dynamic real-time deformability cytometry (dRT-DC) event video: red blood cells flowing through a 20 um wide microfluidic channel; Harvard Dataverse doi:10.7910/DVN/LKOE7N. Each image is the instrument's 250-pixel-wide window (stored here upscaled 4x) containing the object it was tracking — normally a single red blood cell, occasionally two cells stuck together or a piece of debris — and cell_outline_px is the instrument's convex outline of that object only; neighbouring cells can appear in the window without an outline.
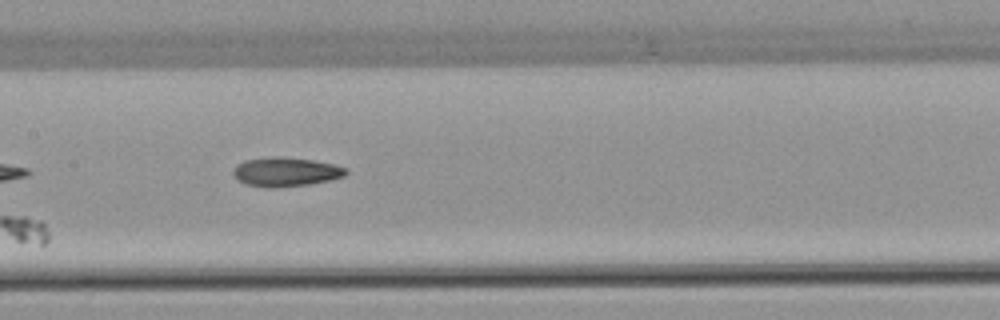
{"species": "common noctule bat (a hibernating species)", "species_latin": "Nyctalus noctula", "temperature_condition": "warm", "stored_images_in_passage": 8, "camera_frame_rate_fps": 3000, "um_per_image_px": 0.085, "animal": {"sex": "female", "body_mass_g": 22.7, "forearm_length_mm": 54.2}, "frame": {"image": 1, "passage_image": 7, "time_ms": 7.333, "image_size_px": [1000, 320], "cell_outline_px": [[348, 172], [344, 176], [332, 180], [308, 184], [276, 188], [272, 188], [244, 184], [236, 180], [232, 172], [236, 164], [244, 160], [272, 156], [276, 156], [312, 160], [336, 164], [348, 168]], "centroid_in_image_um": [24.28, 14.61], "position_along_channel_um": 183.1, "area_um2": 19.42}}